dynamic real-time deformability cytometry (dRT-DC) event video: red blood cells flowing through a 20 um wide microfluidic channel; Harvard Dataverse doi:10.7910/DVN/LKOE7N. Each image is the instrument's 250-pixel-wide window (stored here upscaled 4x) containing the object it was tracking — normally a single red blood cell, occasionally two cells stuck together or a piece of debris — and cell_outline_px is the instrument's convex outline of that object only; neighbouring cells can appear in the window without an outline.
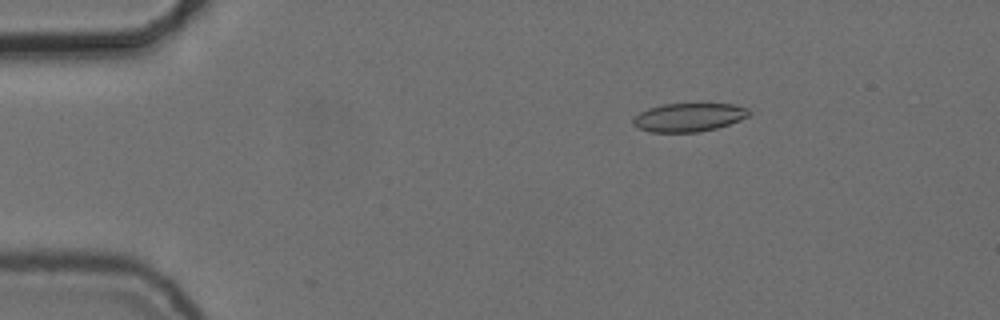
{"species": "common noctule bat (a hibernating species)", "species_latin": "Nyctalus noctula", "temperature_condition": "cold", "stored_images_in_passage": 53, "camera_frame_rate_fps": 3000, "um_per_image_px": 0.085, "animal": {"sex": "female", "body_mass_g": 24.6, "forearm_length_mm": 56.2}, "frame": {"image": 1, "passage_image": 7, "time_ms": 2.0, "image_size_px": [1000, 320], "cell_outline_px": [[752, 112], [748, 116], [740, 120], [716, 128], [700, 132], [652, 132], [640, 128], [632, 124], [632, 120], [640, 112], [648, 108], [664, 104], [732, 104], [748, 108]], "centroid_in_image_um": [58.56, 9.97], "position_along_channel_um": 26.4, "area_um2": 19.13}}
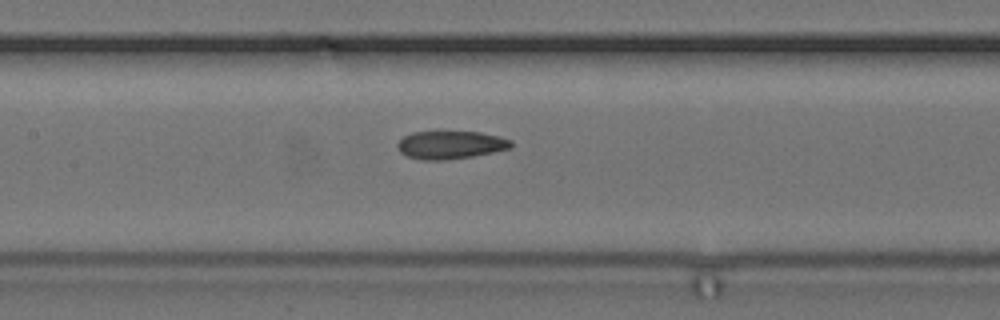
{"frame": {"image": 2, "passage_image": 24, "time_ms": 7.667, "image_size_px": [1000, 320], "cell_outline_px": [[512, 148], [472, 156], [444, 160], [420, 160], [408, 156], [400, 152], [396, 144], [404, 136], [412, 132], [480, 132], [500, 136], [512, 140]], "centroid_in_image_um": [38.3, 12.31], "position_along_channel_um": 169.1, "area_um2": 18.5}}
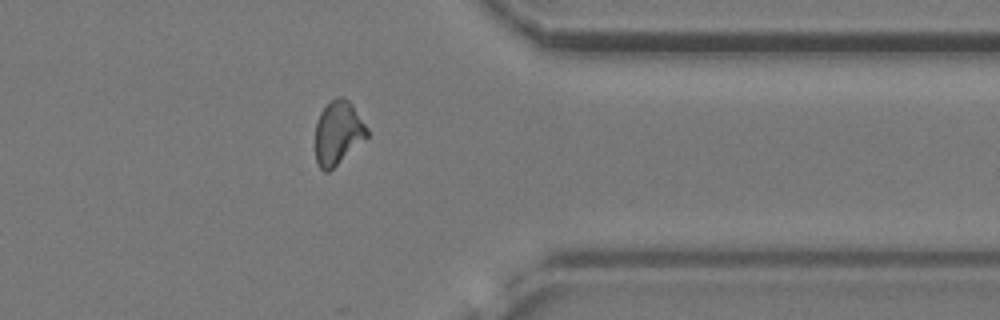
{"frame": {"image": 3, "passage_image": 42, "time_ms": 13.667, "image_size_px": [1000, 320], "cell_outline_px": [[368, 136], [328, 172], [324, 172], [320, 168], [316, 160], [316, 124], [320, 112], [336, 96], [340, 96], [348, 100], [352, 104], [368, 128]], "centroid_in_image_um": [28.73, 11.27], "position_along_channel_um": 382.7, "area_um2": 18.9}, "authors_computed_cell_mechanics": {"area_um2": 19.1896, "velocity_mm_per_s": 3.7323, "shape_relaxation_time_tau1_ms": 5.4025, "shape_relaxation_time_tau2_ms": 3.7077, "deformation_change_tau1": 0.1234, "deformation_change_tau2": 0.1083}}